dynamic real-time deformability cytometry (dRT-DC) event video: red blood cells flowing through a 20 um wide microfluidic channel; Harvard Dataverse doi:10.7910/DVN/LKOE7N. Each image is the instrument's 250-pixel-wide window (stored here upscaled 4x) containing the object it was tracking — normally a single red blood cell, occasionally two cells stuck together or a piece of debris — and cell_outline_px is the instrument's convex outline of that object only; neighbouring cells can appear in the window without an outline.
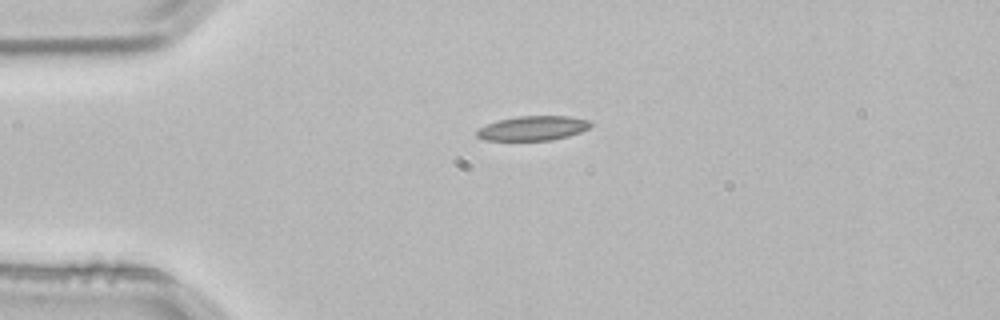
{"species": "common noctule bat (a hibernating species)", "species_latin": "Nyctalus noctula", "temperature_condition": "room temperature", "stored_images_in_passage": 2, "camera_frame_rate_fps": 3000, "um_per_image_px": 0.085, "animal": {"sex": "male", "body_mass_g": 21.5, "forearm_length_mm": 52.0}, "frame": {"image": 1, "passage_image": 1, "time_ms": 0.0, "image_size_px": [1000, 320], "cell_outline_px": [[592, 124], [588, 128], [580, 132], [568, 136], [552, 140], [484, 140], [476, 136], [476, 132], [480, 128], [488, 124], [500, 120], [520, 116], [568, 116], [588, 120]], "centroid_in_image_um": [45.31, 10.9], "position_along_channel_um": 39.7, "area_um2": 16.01}}
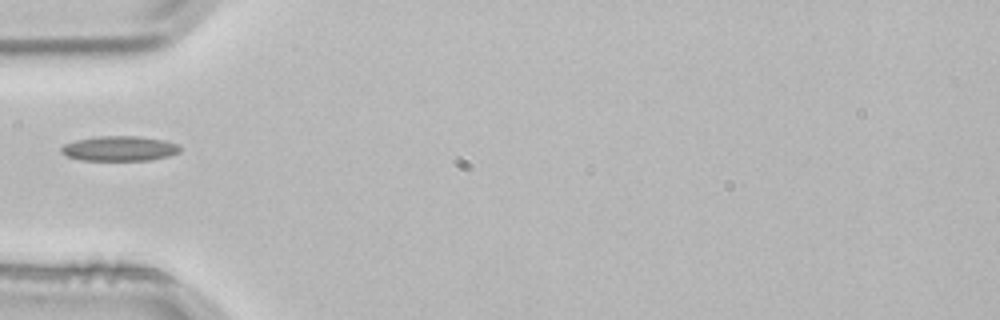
{"frame": {"image": 2, "passage_image": 2, "time_ms": 0.333, "image_size_px": [1000, 320], "cell_outline_px": [[180, 152], [168, 156], [152, 160], [80, 160], [64, 156], [60, 152], [60, 148], [64, 144], [76, 140], [100, 136], [140, 136], [164, 140], [180, 144]], "centroid_in_image_um": [10.15, 12.62], "position_along_channel_um": 74.8, "area_um2": 17.46}}